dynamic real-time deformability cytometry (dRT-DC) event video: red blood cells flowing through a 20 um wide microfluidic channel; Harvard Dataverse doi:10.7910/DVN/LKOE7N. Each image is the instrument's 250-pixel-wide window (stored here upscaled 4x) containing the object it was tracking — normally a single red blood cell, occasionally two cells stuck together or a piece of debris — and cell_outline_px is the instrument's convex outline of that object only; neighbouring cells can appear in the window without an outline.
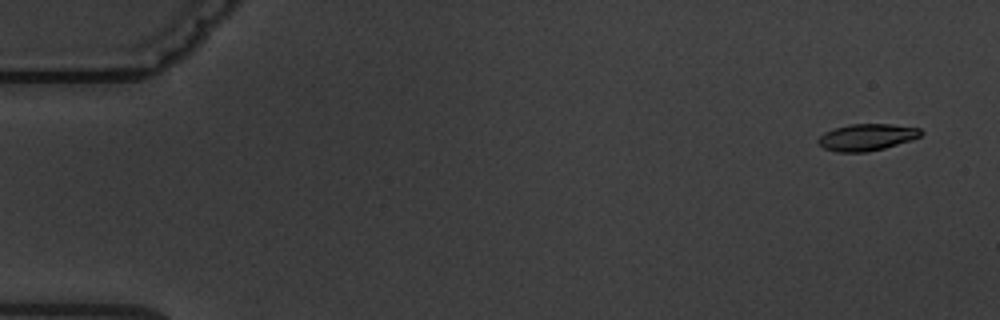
{"species": "common noctule bat (a hibernating species)", "species_latin": "Nyctalus noctula", "temperature_condition": "warm", "stored_images_in_passage": 5, "camera_frame_rate_fps": 3000, "um_per_image_px": 0.085, "animal": {"sex": "male", "body_mass_g": 19.5, "forearm_length_mm": 54.6}, "frame": {"image": 1, "passage_image": 1, "time_ms": 0.0, "image_size_px": [1000, 320], "cell_outline_px": [[924, 132], [920, 136], [912, 140], [884, 148], [864, 152], [836, 152], [824, 148], [816, 140], [824, 132], [848, 124], [892, 124], [920, 128]], "centroid_in_image_um": [73.69, 11.66], "position_along_channel_um": 11.3, "area_um2": 16.01}}
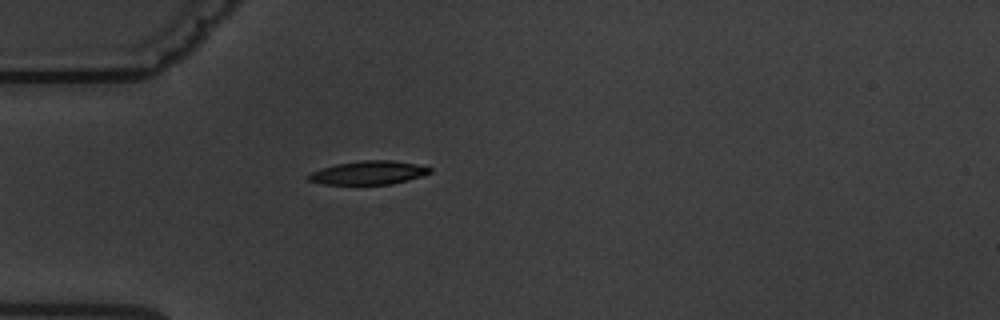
{"frame": {"image": 2, "passage_image": 5, "time_ms": 4.667, "image_size_px": [1000, 320], "cell_outline_px": [[432, 172], [408, 180], [392, 184], [324, 184], [308, 180], [304, 176], [312, 172], [336, 164], [364, 160], [392, 160], [416, 164], [432, 168]], "centroid_in_image_um": [31.33, 14.68], "position_along_channel_um": 53.7, "area_um2": 16.53}}